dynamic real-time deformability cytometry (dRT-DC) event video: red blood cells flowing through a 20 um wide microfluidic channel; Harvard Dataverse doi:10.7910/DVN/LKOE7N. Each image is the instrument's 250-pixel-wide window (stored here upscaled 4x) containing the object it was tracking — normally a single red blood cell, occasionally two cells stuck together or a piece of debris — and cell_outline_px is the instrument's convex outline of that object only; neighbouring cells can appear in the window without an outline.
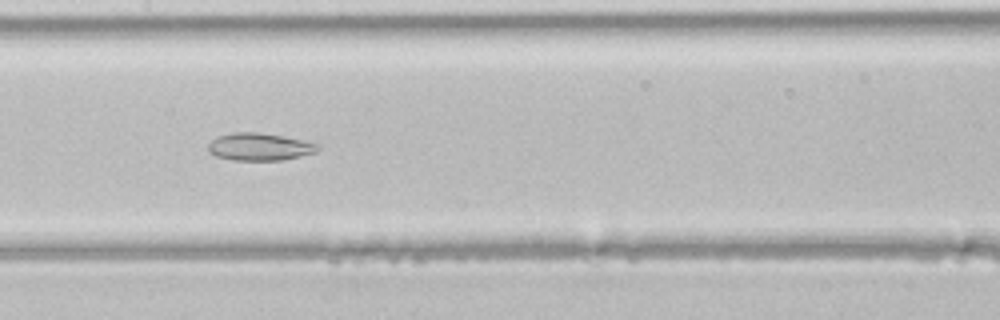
{"species": "common noctule bat (a hibernating species)", "species_latin": "Nyctalus noctula", "temperature_condition": "room temperature", "stored_images_in_passage": 44, "segment_of_instrument_passage": [2, 3], "camera_frame_rate_fps": 3000, "um_per_image_px": 0.085, "animal": {"sex": "male", "body_mass_g": 21.5, "forearm_length_mm": 52.0}, "frame": {"image": 1, "passage_image": 22, "time_ms": 7.0, "image_size_px": [1000, 320], "cell_outline_px": [[320, 148], [316, 152], [284, 160], [232, 160], [216, 156], [208, 152], [208, 144], [216, 136], [232, 132], [260, 132], [284, 136], [320, 144]], "centroid_in_image_um": [22.05, 12.47], "position_along_channel_um": 185.3, "area_um2": 17.74}}
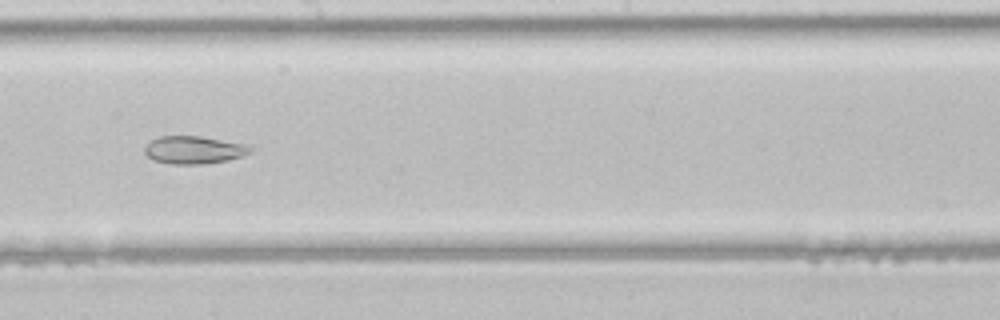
{"frame": {"image": 2, "passage_image": 25, "time_ms": 8.0, "image_size_px": [1000, 320], "cell_outline_px": [[252, 152], [244, 156], [228, 160], [204, 164], [172, 164], [152, 160], [144, 152], [144, 148], [152, 140], [160, 136], [200, 136], [244, 144], [252, 148]], "centroid_in_image_um": [16.48, 12.75], "position_along_channel_um": 231.7, "area_um2": 17.05}}
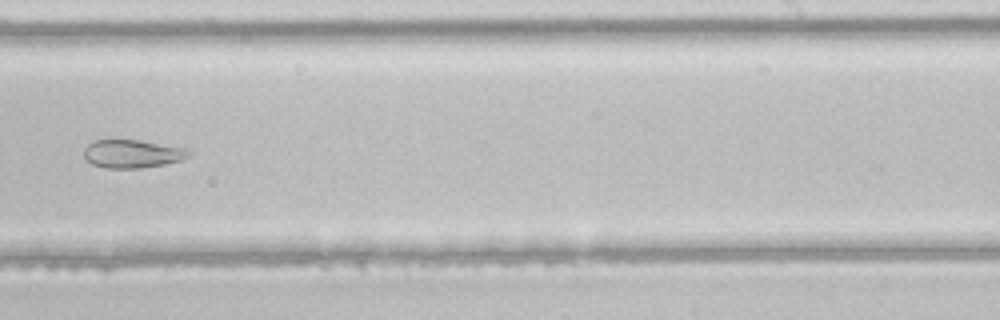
{"frame": {"image": 3, "passage_image": 28, "time_ms": 9.0, "image_size_px": [1000, 320], "cell_outline_px": [[192, 148], [188, 156], [180, 160], [164, 164], [144, 168], [104, 168], [92, 164], [84, 156], [84, 148], [88, 144], [96, 140], [140, 140]], "centroid_in_image_um": [11.29, 13.06], "position_along_channel_um": 277.7, "area_um2": 17.4}}